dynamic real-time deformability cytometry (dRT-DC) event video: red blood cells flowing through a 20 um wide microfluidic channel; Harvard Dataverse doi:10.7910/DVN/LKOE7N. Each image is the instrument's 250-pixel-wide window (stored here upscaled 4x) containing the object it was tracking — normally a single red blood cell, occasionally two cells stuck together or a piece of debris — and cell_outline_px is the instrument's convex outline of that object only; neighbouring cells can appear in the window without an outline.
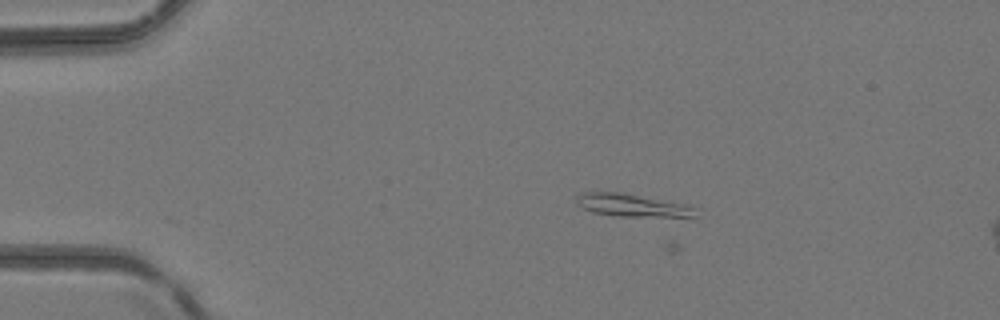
{"species": "common noctule bat (a hibernating species)", "species_latin": "Nyctalus noctula", "temperature_condition": "room temperature", "stored_images_in_passage": 6, "camera_frame_rate_fps": 3000, "um_per_image_px": 0.085, "animal": {"sex": "female", "body_mass_g": 24.6, "forearm_length_mm": 56.2}, "frame": {"image": 1, "passage_image": 3, "time_ms": 2.0, "image_size_px": [1000, 320], "cell_outline_px": [[700, 208], [692, 216], [620, 216], [592, 212], [576, 204], [576, 196], [584, 192], [620, 192], [684, 204]], "centroid_in_image_um": [53.69, 17.44], "position_along_channel_um": 31.3, "area_um2": 15.43}}